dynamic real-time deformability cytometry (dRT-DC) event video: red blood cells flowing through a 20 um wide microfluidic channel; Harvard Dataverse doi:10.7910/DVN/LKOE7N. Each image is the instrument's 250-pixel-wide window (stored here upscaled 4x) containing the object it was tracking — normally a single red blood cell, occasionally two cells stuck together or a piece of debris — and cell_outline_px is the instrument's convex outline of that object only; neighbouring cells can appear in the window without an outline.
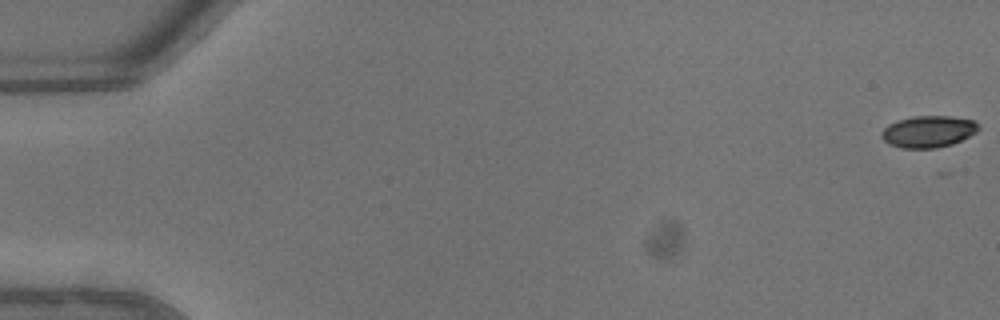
{"species": "common noctule bat (a hibernating species)", "species_latin": "Nyctalus noctula", "temperature_condition": "warm", "stored_images_in_passage": 8, "camera_frame_rate_fps": 3000, "um_per_image_px": 0.085, "animal": {"sex": "male", "body_mass_g": 13.3}, "frame": {"image": 1, "passage_image": 1, "time_ms": 0.0, "image_size_px": [1000, 320], "cell_outline_px": [[980, 128], [976, 132], [952, 144], [936, 148], [900, 148], [888, 144], [880, 136], [884, 128], [888, 124], [896, 120], [912, 116], [952, 116], [972, 120]], "centroid_in_image_um": [78.86, 11.18], "position_along_channel_um": 6.1, "area_um2": 17.92}}